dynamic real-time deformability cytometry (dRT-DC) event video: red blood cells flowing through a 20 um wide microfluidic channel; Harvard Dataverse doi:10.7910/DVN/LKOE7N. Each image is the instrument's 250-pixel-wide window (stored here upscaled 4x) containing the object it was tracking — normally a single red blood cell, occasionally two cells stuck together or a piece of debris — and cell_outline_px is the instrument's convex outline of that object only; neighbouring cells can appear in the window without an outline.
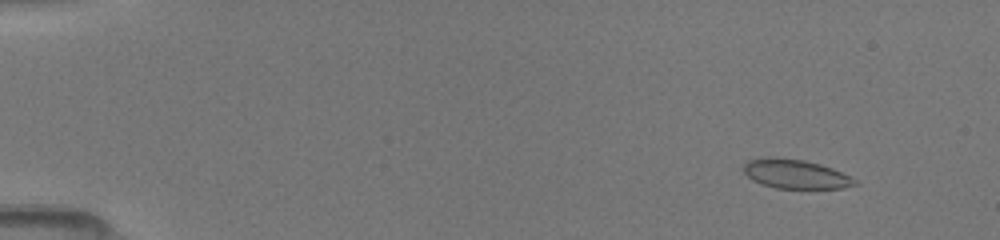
{"species": "common noctule bat (a hibernating species)", "species_latin": "Nyctalus noctula", "temperature_condition": "room temperature", "stored_images_in_passage": 27, "camera_frame_rate_fps": 3000, "um_per_image_px": 0.085, "animal": {"sex": "female", "body_mass_g": 19.5, "forearm_length_mm": 54.1}, "frame": {"image": 1, "passage_image": 4, "time_ms": 1.333, "image_size_px": [1000, 240], "cell_outline_px": [[860, 184], [840, 188], [776, 188], [752, 180], [744, 172], [744, 164], [748, 160], [768, 156], [776, 156], [804, 160], [820, 164], [832, 168], [856, 180]], "centroid_in_image_um": [67.59, 14.77], "position_along_channel_um": 17.4, "area_um2": 18.84}}
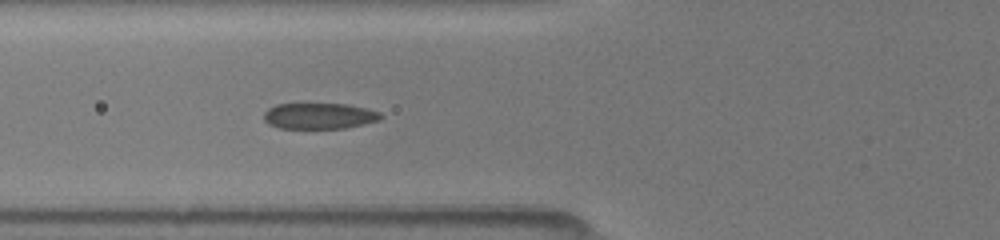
{"frame": {"image": 2, "passage_image": 17, "time_ms": 6.333, "image_size_px": [1000, 240], "cell_outline_px": [[384, 116], [380, 120], [364, 124], [344, 128], [280, 128], [268, 124], [264, 120], [264, 112], [268, 108], [276, 104], [348, 104], [380, 112]], "centroid_in_image_um": [27.14, 9.85], "position_along_channel_um": 98.7, "area_um2": 17.69}}
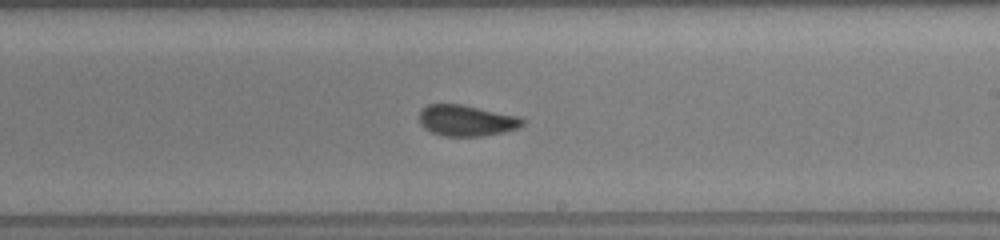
{"frame": {"image": 3, "passage_image": 26, "time_ms": 10.0, "image_size_px": [1000, 240], "cell_outline_px": [[528, 120], [520, 128], [504, 132], [480, 136], [444, 136], [432, 132], [424, 128], [420, 124], [420, 112], [428, 104], [464, 104], [520, 116]], "centroid_in_image_um": [39.72, 10.24], "position_along_channel_um": 249.3, "area_um2": 18.96}}